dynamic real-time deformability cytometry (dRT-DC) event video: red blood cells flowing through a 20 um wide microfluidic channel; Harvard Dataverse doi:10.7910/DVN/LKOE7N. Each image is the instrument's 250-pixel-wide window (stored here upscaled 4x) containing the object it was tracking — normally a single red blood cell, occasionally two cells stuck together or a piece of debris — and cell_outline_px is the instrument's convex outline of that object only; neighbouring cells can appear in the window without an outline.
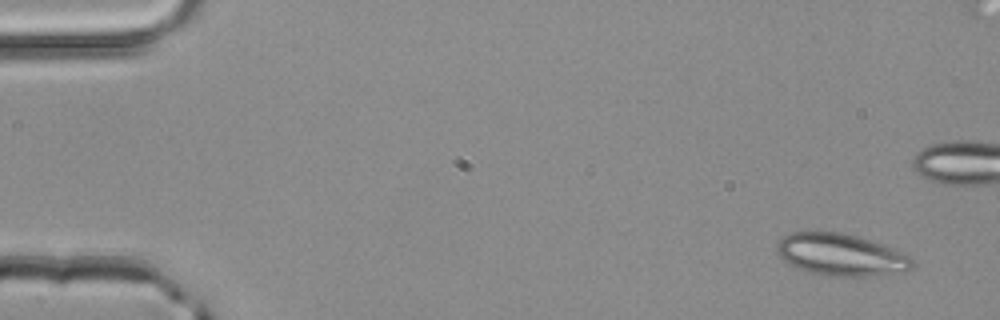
{"species": "common noctule bat (a hibernating species)", "species_latin": "Nyctalus noctula", "temperature_condition": "room temperature", "stored_images_in_passage": 4, "camera_frame_rate_fps": 3000, "um_per_image_px": 0.085, "animal": {"sex": "male", "body_mass_g": 20.4}, "frame": {"image": 1, "passage_image": 1, "time_ms": 0.0, "image_size_px": [1000, 320], "cell_outline_px": [[916, 264], [912, 268], [904, 272], [868, 276], [824, 276], [808, 272], [784, 260], [776, 252], [776, 244], [784, 236], [792, 232], [840, 232], [872, 240], [908, 256]], "centroid_in_image_um": [71.47, 21.66], "position_along_channel_um": 13.5, "area_um2": 32.95}}